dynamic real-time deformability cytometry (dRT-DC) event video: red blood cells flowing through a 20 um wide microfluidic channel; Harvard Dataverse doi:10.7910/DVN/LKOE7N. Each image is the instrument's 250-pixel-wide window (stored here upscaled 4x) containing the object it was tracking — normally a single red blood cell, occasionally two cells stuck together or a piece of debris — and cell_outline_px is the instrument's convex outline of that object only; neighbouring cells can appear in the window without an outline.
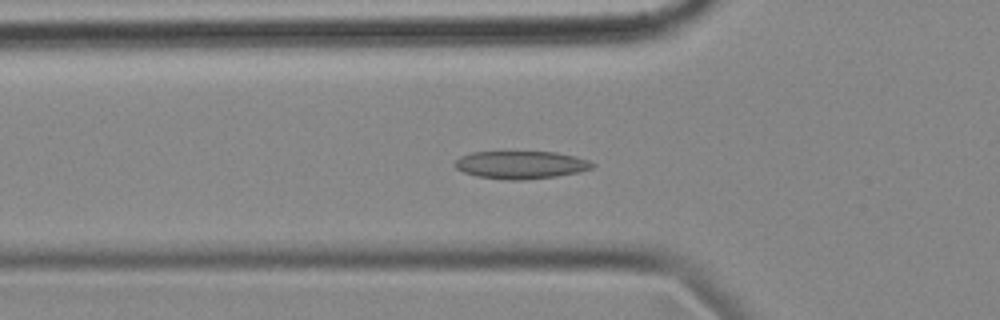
{"species": "common noctule bat (a hibernating species)", "species_latin": "Nyctalus noctula", "temperature_condition": "cold", "stored_images_in_passage": 51, "segment_of_instrument_passage": [1, 2], "camera_frame_rate_fps": 3000, "um_per_image_px": 0.085, "animal": {"sex": "female", "body_mass_g": 18.4}, "frame": {"image": 1, "passage_image": 18, "time_ms": 5.667, "image_size_px": [1000, 320], "cell_outline_px": [[596, 164], [592, 168], [580, 172], [556, 176], [524, 180], [508, 180], [476, 176], [464, 172], [456, 168], [452, 164], [460, 156], [472, 152], [556, 152], [576, 156], [588, 160]], "centroid_in_image_um": [44.28, 14.01], "position_along_channel_um": 81.5, "area_um2": 22.37}}
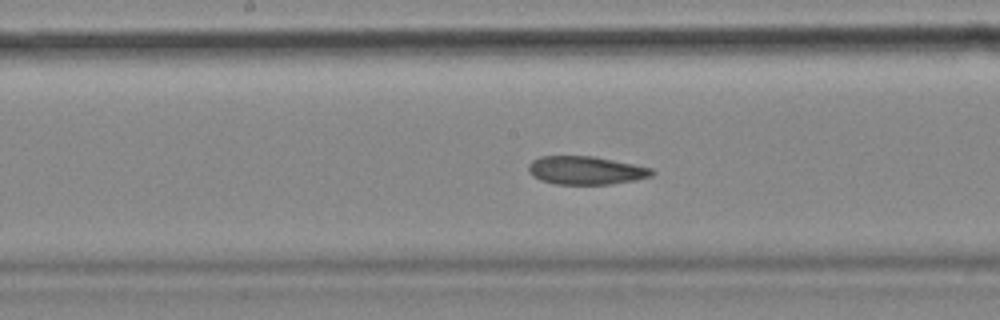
{"frame": {"image": 2, "passage_image": 28, "time_ms": 9.0, "image_size_px": [1000, 320], "cell_outline_px": [[656, 172], [652, 176], [632, 180], [608, 184], [556, 184], [540, 180], [532, 176], [528, 172], [528, 164], [532, 160], [540, 156], [592, 156], [652, 168]], "centroid_in_image_um": [49.75, 14.48], "position_along_channel_um": 198.5, "area_um2": 20.23}}
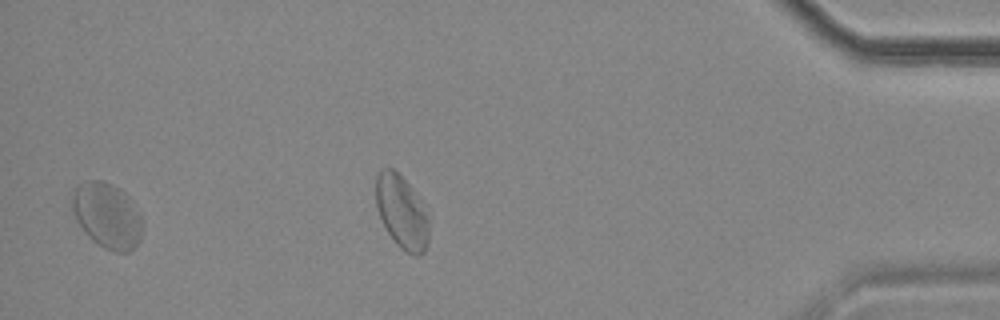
{"frame": {"image": 3, "passage_image": 49, "time_ms": 16.0, "image_size_px": [1000, 320], "cell_outline_px": [[140, 240], [128, 252], [116, 252], [104, 248], [92, 240], [84, 232], [76, 220], [72, 208], [72, 196], [76, 184], [84, 180], [104, 180], [112, 184], [124, 192], [140, 216]], "centroid_in_image_um": [9.04, 18.29], "position_along_channel_um": 426.2, "area_um2": 26.47}}